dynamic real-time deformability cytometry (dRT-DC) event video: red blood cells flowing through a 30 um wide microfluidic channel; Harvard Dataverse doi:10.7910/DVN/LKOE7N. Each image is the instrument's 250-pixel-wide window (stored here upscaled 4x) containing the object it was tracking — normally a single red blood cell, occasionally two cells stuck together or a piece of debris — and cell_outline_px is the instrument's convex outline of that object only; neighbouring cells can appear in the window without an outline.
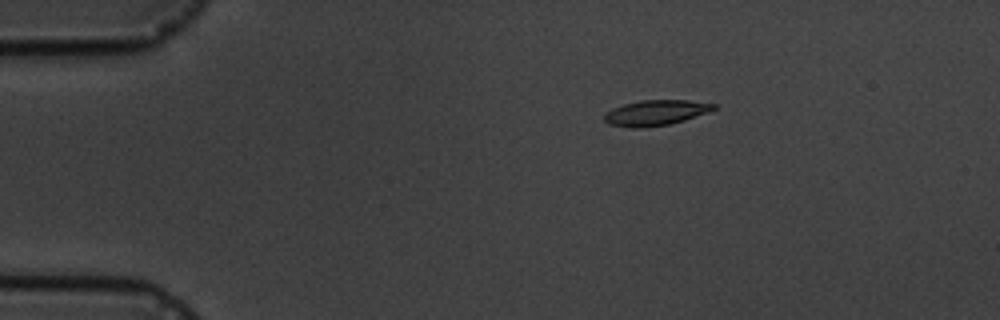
{"species": "common noctule bat (a hibernating species)", "species_latin": "Nyctalus noctula", "temperature_condition": "cold", "stored_images_in_passage": 3, "camera_frame_rate_fps": 3000, "um_per_image_px": 0.085, "animal": {"sex": "male", "body_mass_g": 19.5, "forearm_length_mm": 54.6}, "frame": {"image": 1, "passage_image": 1, "time_ms": 0.0, "image_size_px": [1000, 320], "cell_outline_px": [[716, 108], [708, 112], [684, 120], [668, 124], [640, 128], [628, 128], [608, 124], [604, 120], [604, 112], [612, 108], [624, 104], [640, 100], [688, 100], [716, 104]], "centroid_in_image_um": [55.68, 9.58], "position_along_channel_um": 29.3, "area_um2": 16.24}}